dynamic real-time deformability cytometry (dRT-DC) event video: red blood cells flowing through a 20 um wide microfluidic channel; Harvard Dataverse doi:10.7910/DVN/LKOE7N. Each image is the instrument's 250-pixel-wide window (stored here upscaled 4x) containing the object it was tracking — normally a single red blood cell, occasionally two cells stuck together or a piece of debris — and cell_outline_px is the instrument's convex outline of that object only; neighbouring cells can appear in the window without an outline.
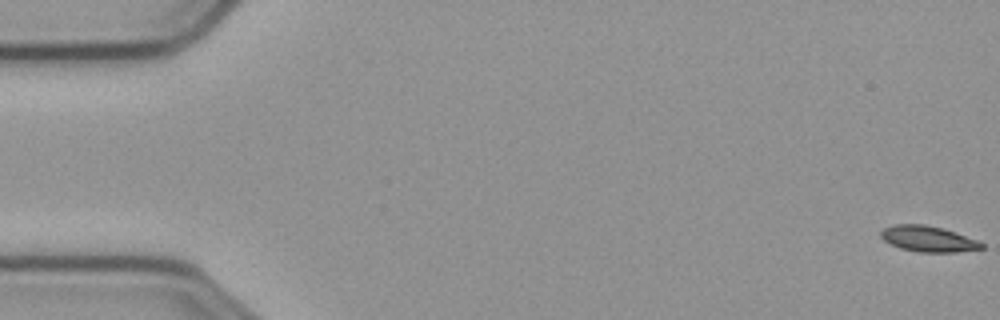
{"species": "common noctule bat (a hibernating species)", "species_latin": "Nyctalus noctula", "temperature_condition": "cold", "stored_images_in_passage": 58, "camera_frame_rate_fps": 3000, "um_per_image_px": 0.085, "animal": {"sex": "male", "body_mass_g": 23.1, "forearm_length_mm": 52.7}, "frame": {"image": 1, "passage_image": 1, "time_ms": 0.0, "image_size_px": [1000, 320], "cell_outline_px": [[984, 248], [956, 252], [920, 252], [900, 248], [884, 240], [880, 236], [880, 232], [884, 228], [896, 224], [924, 224], [944, 228], [956, 232], [976, 240], [984, 244]], "centroid_in_image_um": [78.9, 20.29], "position_along_channel_um": 6.1, "area_um2": 15.09}}
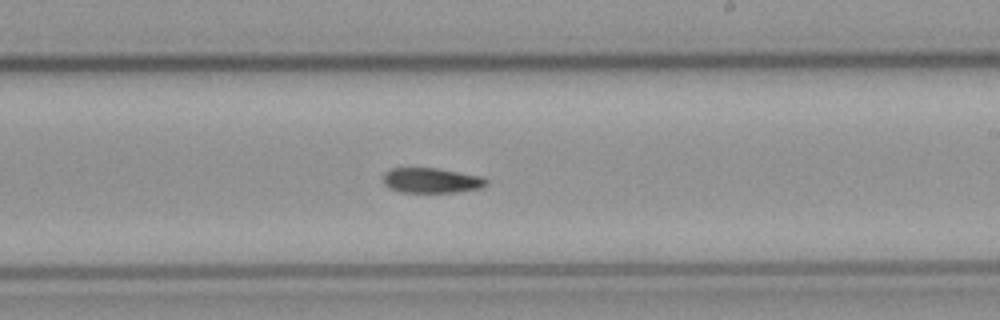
{"frame": {"image": 2, "passage_image": 34, "time_ms": 11.0, "image_size_px": [1000, 320], "cell_outline_px": [[488, 184], [480, 188], [456, 192], [400, 192], [388, 188], [384, 184], [384, 172], [392, 168], [436, 168], [484, 176], [488, 180]], "centroid_in_image_um": [36.69, 15.33], "position_along_channel_um": 252.3, "area_um2": 15.2}}
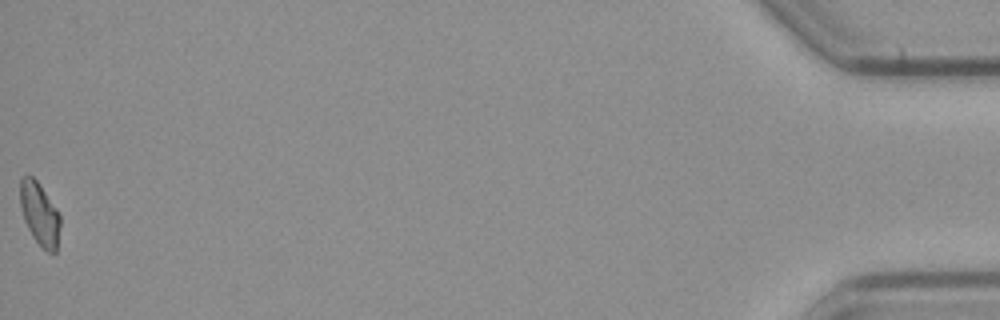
{"frame": {"image": 3, "passage_image": 58, "time_ms": 19.0, "image_size_px": [1000, 320], "cell_outline_px": [[60, 224], [56, 252], [48, 252], [32, 236], [24, 220], [20, 208], [20, 180], [24, 176], [32, 176], [36, 180], [56, 208], [60, 216]], "centroid_in_image_um": [3.35, 18.18], "position_along_channel_um": 431.8, "area_um2": 14.39}}